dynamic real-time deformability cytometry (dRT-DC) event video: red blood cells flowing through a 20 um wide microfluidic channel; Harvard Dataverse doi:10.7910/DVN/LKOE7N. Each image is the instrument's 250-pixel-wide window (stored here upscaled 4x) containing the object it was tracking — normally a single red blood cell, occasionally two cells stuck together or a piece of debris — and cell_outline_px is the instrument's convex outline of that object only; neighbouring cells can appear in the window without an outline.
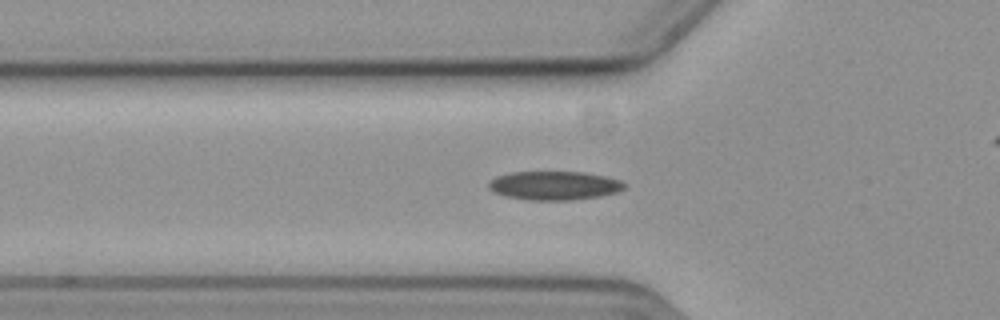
{"species": "common noctule bat (a hibernating species)", "species_latin": "Nyctalus noctula", "temperature_condition": "cold", "stored_images_in_passage": 46, "camera_frame_rate_fps": 3000, "um_per_image_px": 0.085, "animal": {"sex": "female", "body_mass_g": 19.3, "forearm_length_mm": 54.1}, "frame": {"image": 1, "passage_image": 15, "time_ms": 4.667, "image_size_px": [1000, 320], "cell_outline_px": [[624, 188], [616, 192], [600, 196], [572, 200], [528, 200], [504, 196], [492, 192], [488, 188], [488, 180], [496, 176], [512, 172], [584, 172], [604, 176], [620, 180], [624, 184]], "centroid_in_image_um": [47.04, 15.77], "position_along_channel_um": 78.8, "area_um2": 22.83}}
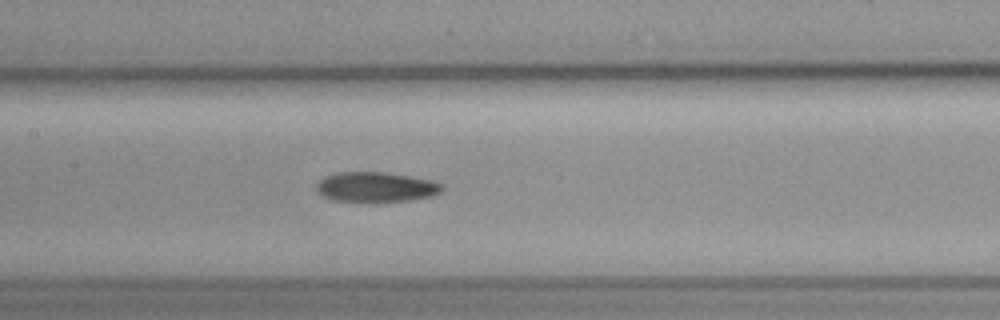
{"frame": {"image": 2, "passage_image": 23, "time_ms": 7.333, "image_size_px": [1000, 320], "cell_outline_px": [[444, 188], [440, 192], [432, 196], [408, 200], [332, 200], [320, 196], [316, 188], [316, 184], [320, 180], [328, 176], [340, 172], [388, 172], [432, 180], [444, 184]], "centroid_in_image_um": [31.98, 15.87], "position_along_channel_um": 175.4, "area_um2": 21.56}}
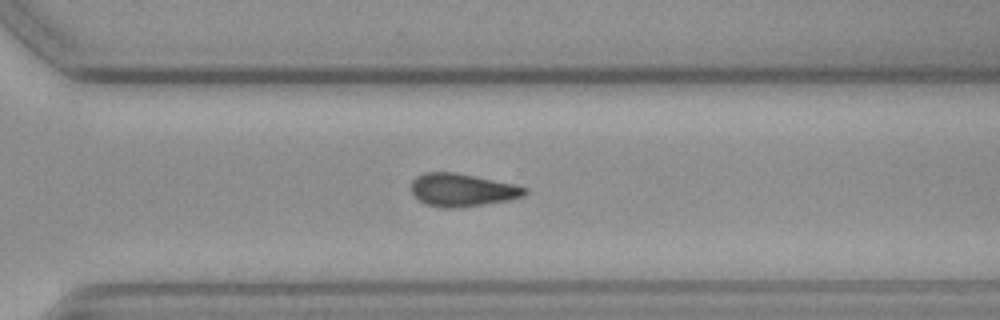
{"frame": {"image": 3, "passage_image": 36, "time_ms": 11.667, "image_size_px": [1000, 320], "cell_outline_px": [[528, 192], [524, 196], [508, 200], [460, 208], [444, 208], [428, 204], [420, 200], [412, 192], [412, 180], [416, 176], [424, 172], [456, 172], [512, 184], [528, 188]], "centroid_in_image_um": [39.29, 16.14], "position_along_channel_um": 331.3, "area_um2": 21.62}, "authors_computed_cell_mechanics": {"area_um2": 21.9351, "velocity_mm_per_s": 3.6117, "shape_relaxation_time_tau1_ms": null, "shape_relaxation_time_tau2_ms": 10.6651, "deformation_change_tau1": null, "deformation_change_tau2": 0.1822}}